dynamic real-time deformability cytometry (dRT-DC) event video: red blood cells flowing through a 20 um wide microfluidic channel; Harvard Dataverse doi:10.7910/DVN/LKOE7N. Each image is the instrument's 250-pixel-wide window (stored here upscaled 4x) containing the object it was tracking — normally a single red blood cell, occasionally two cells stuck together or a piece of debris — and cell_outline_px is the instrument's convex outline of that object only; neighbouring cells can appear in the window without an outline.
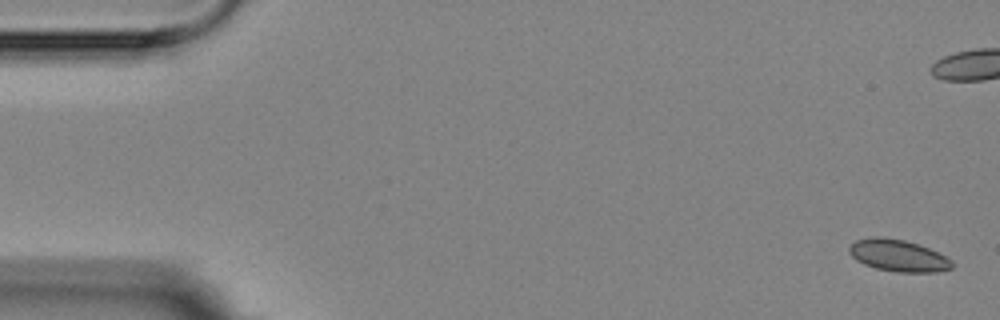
{"species": "Egyptian fruit bat (a non-hibernating species)", "species_latin": "Rousettus aegyptiacus", "temperature_condition": "room temperature", "stored_images_in_passage": 7, "camera_frame_rate_fps": 3000, "um_per_image_px": 0.085, "animal": {"sex": "female"}, "frame": {"image": 1, "passage_image": 1, "time_ms": 0.0, "image_size_px": [1000, 320], "cell_outline_px": [[956, 264], [952, 268], [936, 272], [896, 272], [876, 268], [864, 264], [856, 260], [848, 252], [848, 248], [856, 240], [872, 236], [880, 236], [904, 240], [928, 248], [952, 260]], "centroid_in_image_um": [76.34, 21.72], "position_along_channel_um": 8.7, "area_um2": 19.07}}
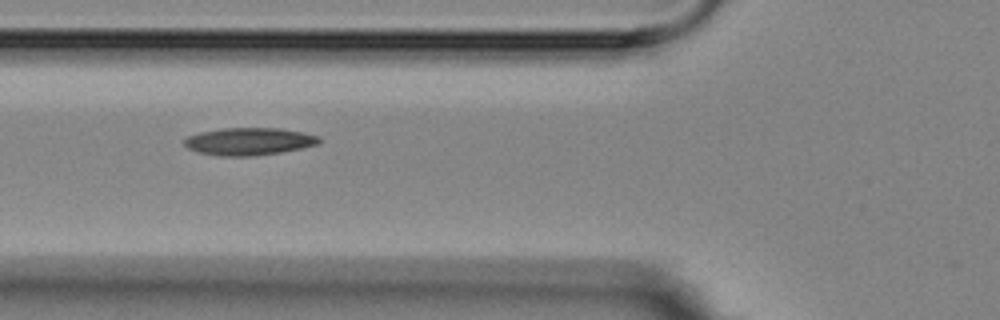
{"frame": {"image": 2, "passage_image": 6, "time_ms": 7.667, "image_size_px": [1000, 320], "cell_outline_px": [[324, 140], [320, 144], [280, 152], [252, 156], [220, 156], [200, 152], [188, 148], [184, 144], [184, 136], [200, 132], [220, 128], [280, 128], [304, 132], [320, 136]], "centroid_in_image_um": [21.2, 12.01], "position_along_channel_um": 104.6, "area_um2": 21.79}}
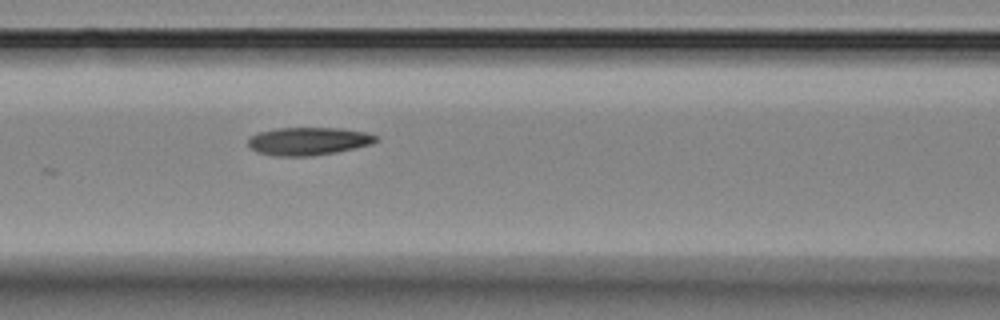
{"frame": {"image": 3, "passage_image": 7, "time_ms": 8.667, "image_size_px": [1000, 320], "cell_outline_px": [[380, 140], [372, 144], [336, 152], [308, 156], [276, 156], [256, 152], [248, 144], [248, 136], [256, 132], [276, 128], [344, 128], [368, 132], [376, 136]], "centroid_in_image_um": [26.21, 11.99], "position_along_channel_um": 140.4, "area_um2": 21.04}}